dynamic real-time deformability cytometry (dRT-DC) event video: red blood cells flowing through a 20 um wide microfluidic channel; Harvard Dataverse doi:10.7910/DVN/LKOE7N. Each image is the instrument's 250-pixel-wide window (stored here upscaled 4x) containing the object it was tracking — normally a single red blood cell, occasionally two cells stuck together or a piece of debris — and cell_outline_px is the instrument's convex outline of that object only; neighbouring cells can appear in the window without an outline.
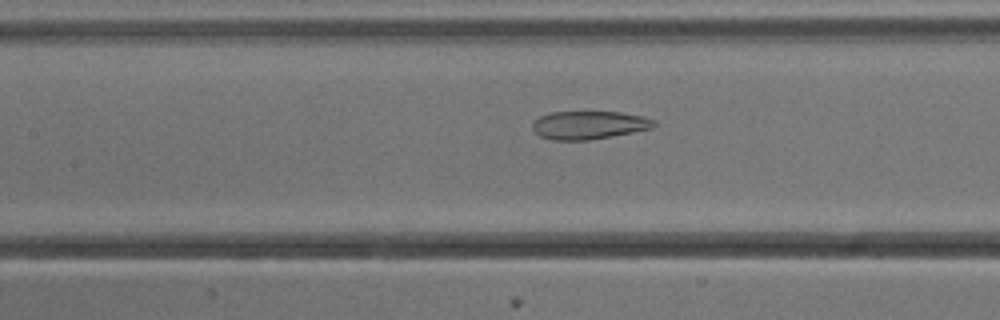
{"species": "common noctule bat (a hibernating species)", "species_latin": "Nyctalus noctula", "temperature_condition": "cold", "stored_images_in_passage": 53, "camera_frame_rate_fps": 3000, "um_per_image_px": 0.085, "animal": {"sex": "male", "body_mass_g": 13.3}, "frame": {"image": 1, "passage_image": 24, "time_ms": 7.667, "image_size_px": [1000, 320], "cell_outline_px": [[656, 124], [652, 128], [612, 136], [588, 140], [552, 140], [540, 136], [532, 128], [532, 124], [540, 116], [552, 112], [620, 112], [644, 116], [656, 120]], "centroid_in_image_um": [50.08, 10.63], "position_along_channel_um": 157.3, "area_um2": 19.88}}
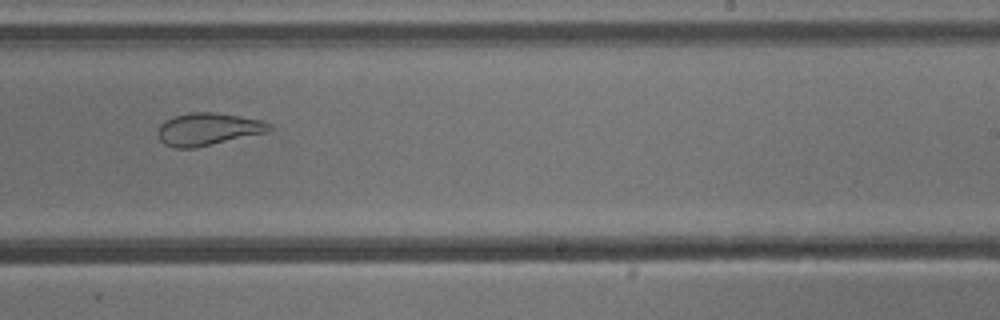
{"frame": {"image": 2, "passage_image": 33, "time_ms": 10.667, "image_size_px": [1000, 320], "cell_outline_px": [[272, 128], [268, 132], [196, 148], [176, 148], [164, 144], [160, 140], [156, 132], [160, 124], [164, 120], [172, 116], [188, 112], [216, 112], [240, 116], [260, 120], [272, 124]], "centroid_in_image_um": [17.65, 10.97], "position_along_channel_um": 271.3, "area_um2": 21.39}}
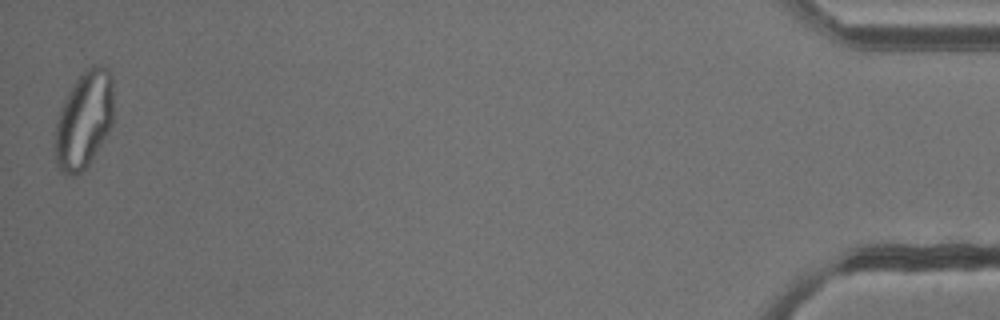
{"frame": {"image": 3, "passage_image": 53, "time_ms": 17.333, "image_size_px": [1000, 320], "cell_outline_px": [[112, 124], [108, 132], [88, 164], [80, 172], [72, 176], [60, 172], [56, 164], [56, 124], [60, 108], [68, 92], [84, 68], [92, 64], [96, 64], [108, 68], [112, 76]], "centroid_in_image_um": [7.14, 10.14], "position_along_channel_um": 428.1, "area_um2": 32.95}, "authors_computed_cell_mechanics": {"area_um2": 28.3798, "velocity_mm_per_s": 3.8139, "shape_relaxation_time_tau1_ms": null, "shape_relaxation_time_tau2_ms": 1.739, "deformation_change_tau1": null, "deformation_change_tau2": 0.0911}}